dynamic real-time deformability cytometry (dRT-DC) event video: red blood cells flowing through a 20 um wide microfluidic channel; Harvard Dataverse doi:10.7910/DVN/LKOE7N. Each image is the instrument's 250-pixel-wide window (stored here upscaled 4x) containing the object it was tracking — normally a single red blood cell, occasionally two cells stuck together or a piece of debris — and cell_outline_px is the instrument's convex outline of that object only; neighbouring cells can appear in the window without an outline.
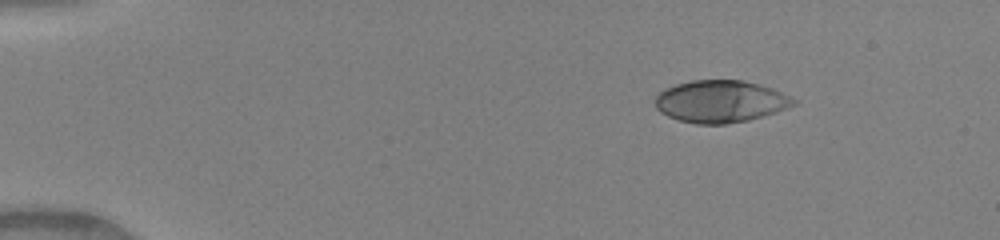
{"species": "human", "species_latin": "Homo sapiens", "temperature_condition": "warm", "stored_images_in_passage": 43, "camera_frame_rate_fps": 3000, "um_per_image_px": 0.085, "donor": {"sex": "female"}, "frame": {"image": 1, "passage_image": 1, "time_ms": 0.0, "image_size_px": [1000, 240], "cell_outline_px": [[796, 104], [776, 112], [764, 116], [748, 120], [724, 124], [696, 124], [680, 120], [668, 116], [660, 112], [656, 108], [656, 96], [664, 88], [676, 84], [692, 80], [744, 80], [760, 84], [772, 88], [796, 100]], "centroid_in_image_um": [61.23, 8.62], "position_along_channel_um": 23.8, "area_um2": 33.93}}
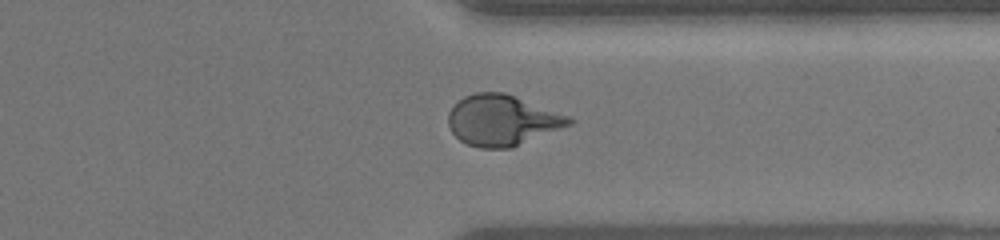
{"frame": {"image": 2, "passage_image": 33, "time_ms": 10.667, "image_size_px": [1000, 240], "cell_outline_px": [[576, 120], [572, 124], [512, 148], [480, 148], [468, 144], [460, 140], [452, 132], [448, 124], [448, 112], [464, 96], [476, 92], [504, 92], [568, 116]], "centroid_in_image_um": [42.68, 10.23], "position_along_channel_um": 368.7, "area_um2": 35.43}}
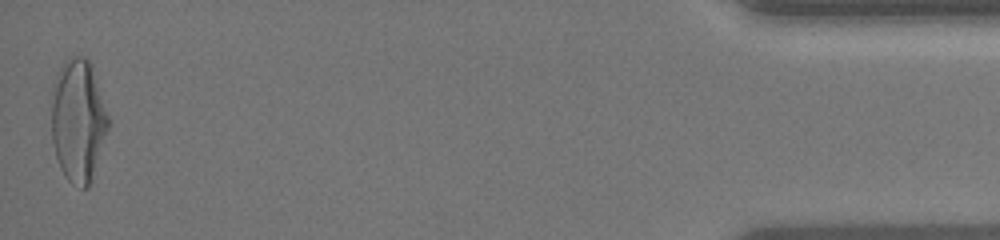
{"frame": {"image": 3, "passage_image": 43, "time_ms": 14.0, "image_size_px": [1000, 240], "cell_outline_px": [[108, 128], [88, 188], [80, 188], [72, 184], [68, 180], [60, 168], [56, 156], [52, 140], [52, 84], [56, 72], [64, 60], [68, 56], [84, 56], [92, 64], [108, 116]], "centroid_in_image_um": [6.61, 10.18], "position_along_channel_um": 428.6, "area_um2": 40.63}, "authors_computed_cell_mechanics": {"area_um2": 34.6222, "velocity_mm_per_s": 4.1257, "shape_relaxation_time_tau1_ms": 4.1222, "shape_relaxation_time_tau2_ms": null, "deformation_change_tau1": 0.2433, "deformation_change_tau2": null}}